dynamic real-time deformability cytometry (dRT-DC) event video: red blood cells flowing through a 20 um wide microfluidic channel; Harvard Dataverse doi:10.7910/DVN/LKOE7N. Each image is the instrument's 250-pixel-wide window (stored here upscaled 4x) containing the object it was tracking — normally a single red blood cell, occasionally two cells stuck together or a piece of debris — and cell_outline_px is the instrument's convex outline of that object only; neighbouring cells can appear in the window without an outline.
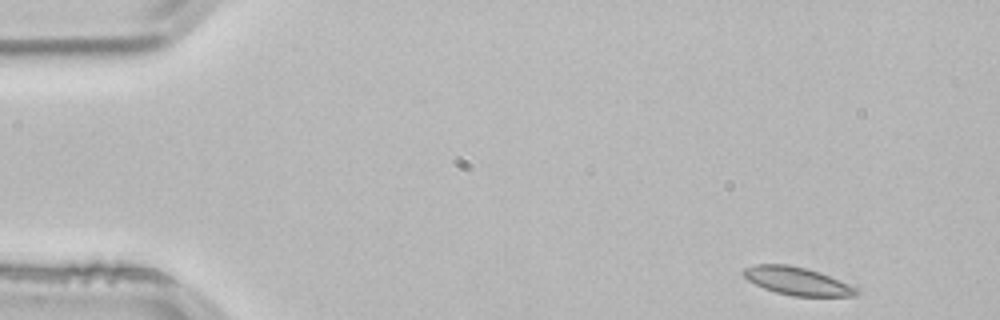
{"species": "common noctule bat (a hibernating species)", "species_latin": "Nyctalus noctula", "temperature_condition": "room temperature", "stored_images_in_passage": 49, "camera_frame_rate_fps": 3000, "um_per_image_px": 0.085, "animal": {"sex": "male", "body_mass_g": 21.5, "forearm_length_mm": 52.0}, "frame": {"image": 1, "passage_image": 1, "time_ms": 0.0, "image_size_px": [1000, 320], "cell_outline_px": [[860, 292], [856, 296], [792, 296], [776, 292], [764, 288], [748, 280], [740, 272], [744, 268], [756, 264], [788, 264], [808, 268], [820, 272], [848, 284], [856, 288]], "centroid_in_image_um": [67.74, 23.88], "position_along_channel_um": 17.3, "area_um2": 18.38}}
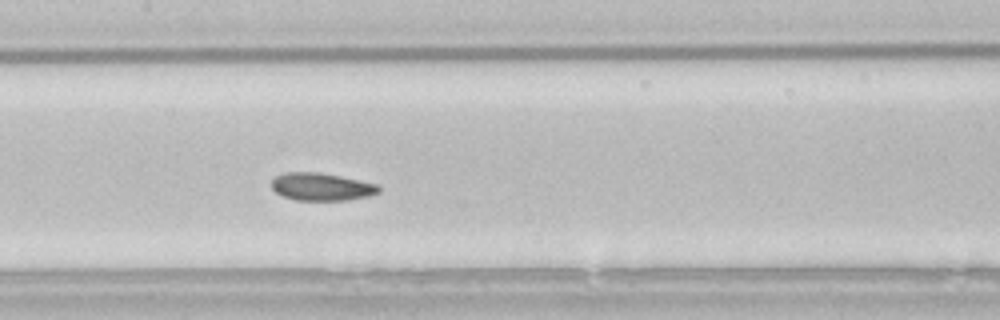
{"frame": {"image": 2, "passage_image": 22, "time_ms": 7.0, "image_size_px": [1000, 320], "cell_outline_px": [[380, 192], [368, 196], [348, 200], [296, 200], [284, 196], [276, 192], [272, 188], [272, 180], [276, 176], [284, 172], [320, 172], [340, 176], [376, 184], [380, 188]], "centroid_in_image_um": [27.32, 15.87], "position_along_channel_um": 180.1, "area_um2": 17.17}}
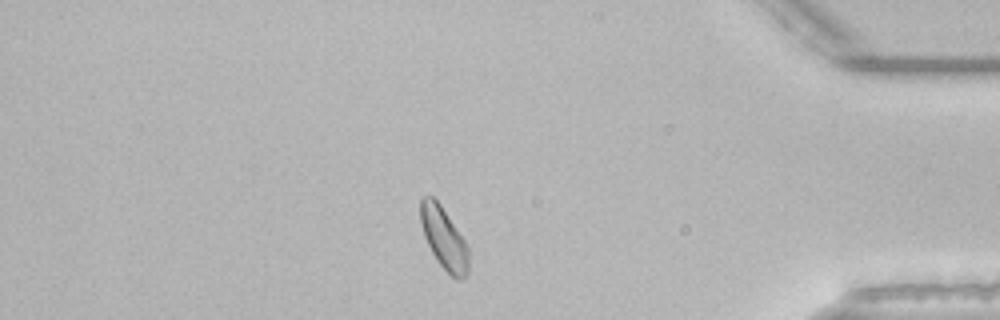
{"frame": {"image": 3, "passage_image": 42, "time_ms": 13.667, "image_size_px": [1000, 320], "cell_outline_px": [[468, 276], [460, 280], [456, 280], [436, 260], [424, 236], [420, 224], [420, 200], [424, 196], [432, 196], [440, 204], [464, 240], [468, 248]], "centroid_in_image_um": [37.72, 20.27], "position_along_channel_um": 397.5, "area_um2": 17.17}, "authors_computed_cell_mechanics": {"area_um2": 17.629, "velocity_mm_per_s": 3.7995, "shape_relaxation_time_tau1_ms": 4.743, "shape_relaxation_time_tau2_ms": 2.6754, "deformation_change_tau1": 0.0959, "deformation_change_tau2": 0.0636}}